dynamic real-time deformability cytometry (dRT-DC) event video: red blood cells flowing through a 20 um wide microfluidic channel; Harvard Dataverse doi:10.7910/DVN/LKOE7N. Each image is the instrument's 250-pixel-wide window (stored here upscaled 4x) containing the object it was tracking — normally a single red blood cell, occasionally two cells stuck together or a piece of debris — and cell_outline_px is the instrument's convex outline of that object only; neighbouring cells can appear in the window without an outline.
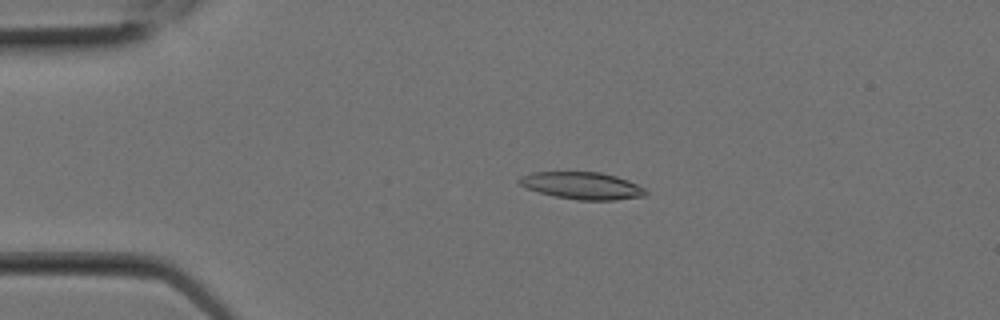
{"species": "Egyptian fruit bat (a non-hibernating species)", "species_latin": "Rousettus aegyptiacus", "temperature_condition": "room temperature", "stored_images_in_passage": 8, "camera_frame_rate_fps": 3000, "um_per_image_px": 0.085, "animal": {"sex": "female"}, "frame": {"image": 1, "passage_image": 5, "time_ms": 1.333, "image_size_px": [1000, 320], "cell_outline_px": [[648, 192], [644, 196], [616, 200], [576, 200], [556, 196], [540, 192], [528, 188], [520, 184], [516, 180], [520, 176], [532, 172], [600, 172], [616, 176], [628, 180], [644, 188]], "centroid_in_image_um": [49.49, 15.78], "position_along_channel_um": 35.5, "area_um2": 19.94}}
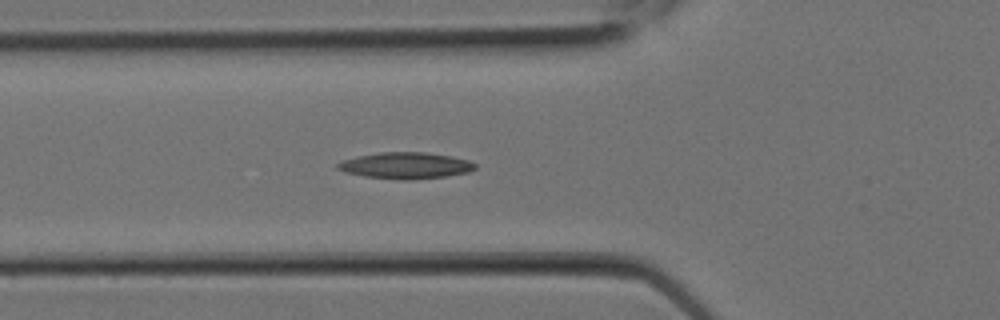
{"frame": {"image": 2, "passage_image": 8, "time_ms": 2.333, "image_size_px": [1000, 320], "cell_outline_px": [[476, 168], [468, 172], [444, 176], [412, 180], [404, 180], [364, 176], [344, 172], [336, 168], [336, 164], [340, 160], [380, 152], [424, 152], [452, 156], [468, 160], [476, 164]], "centroid_in_image_um": [34.45, 14.07], "position_along_channel_um": 91.3, "area_um2": 21.1}}